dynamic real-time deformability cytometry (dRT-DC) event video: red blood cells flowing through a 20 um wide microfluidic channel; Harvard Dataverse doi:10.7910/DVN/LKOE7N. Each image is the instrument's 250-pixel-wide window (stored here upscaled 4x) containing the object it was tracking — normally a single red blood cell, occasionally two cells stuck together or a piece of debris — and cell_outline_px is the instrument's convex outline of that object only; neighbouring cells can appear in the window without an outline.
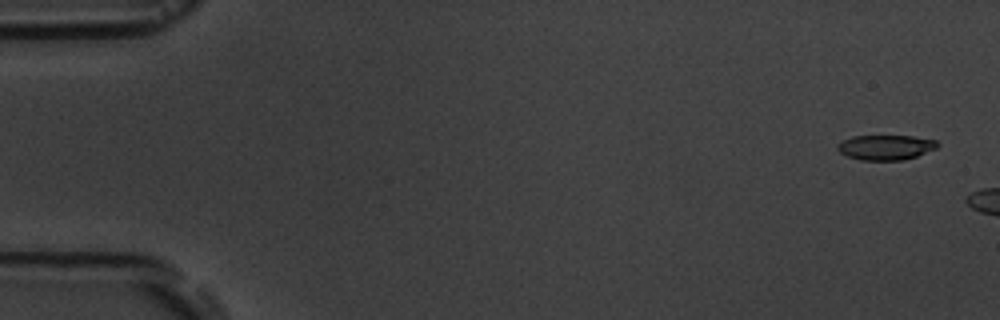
{"species": "common noctule bat (a hibernating species)", "species_latin": "Nyctalus noctula", "temperature_condition": "room temperature", "stored_images_in_passage": 3, "camera_frame_rate_fps": 3000, "um_per_image_px": 0.085, "animal": {"sex": "male", "body_mass_g": 19.5, "forearm_length_mm": 54.6}, "frame": {"image": 1, "passage_image": 1, "time_ms": 0.0, "image_size_px": [1000, 320], "cell_outline_px": [[940, 144], [936, 148], [916, 156], [904, 160], [860, 160], [848, 156], [840, 152], [836, 148], [844, 140], [852, 136], [912, 136], [936, 140]], "centroid_in_image_um": [75.31, 12.52], "position_along_channel_um": 9.7, "area_um2": 14.39}}